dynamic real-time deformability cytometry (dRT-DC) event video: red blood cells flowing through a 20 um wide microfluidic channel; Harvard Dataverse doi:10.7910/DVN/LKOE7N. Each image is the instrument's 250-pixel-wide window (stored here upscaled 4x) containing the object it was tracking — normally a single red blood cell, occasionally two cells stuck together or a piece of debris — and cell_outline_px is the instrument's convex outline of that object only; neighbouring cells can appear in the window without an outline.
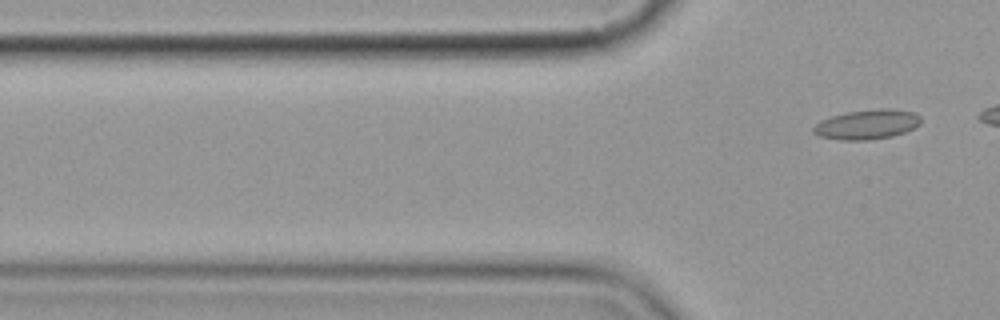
{"species": "common noctule bat (a hibernating species)", "species_latin": "Nyctalus noctula", "temperature_condition": "cold", "stored_images_in_passage": 6, "camera_frame_rate_fps": 3000, "um_per_image_px": 0.085, "animal": {"sex": "female", "body_mass_g": 19.9}, "frame": {"image": 1, "passage_image": 6, "time_ms": 6.667, "image_size_px": [1000, 320], "cell_outline_px": [[920, 124], [904, 132], [892, 136], [872, 140], [840, 140], [820, 136], [812, 132], [812, 128], [820, 120], [832, 116], [848, 112], [880, 108], [892, 108], [912, 112], [920, 116]], "centroid_in_image_um": [73.68, 10.58], "position_along_channel_um": 52.1, "area_um2": 18.55}}